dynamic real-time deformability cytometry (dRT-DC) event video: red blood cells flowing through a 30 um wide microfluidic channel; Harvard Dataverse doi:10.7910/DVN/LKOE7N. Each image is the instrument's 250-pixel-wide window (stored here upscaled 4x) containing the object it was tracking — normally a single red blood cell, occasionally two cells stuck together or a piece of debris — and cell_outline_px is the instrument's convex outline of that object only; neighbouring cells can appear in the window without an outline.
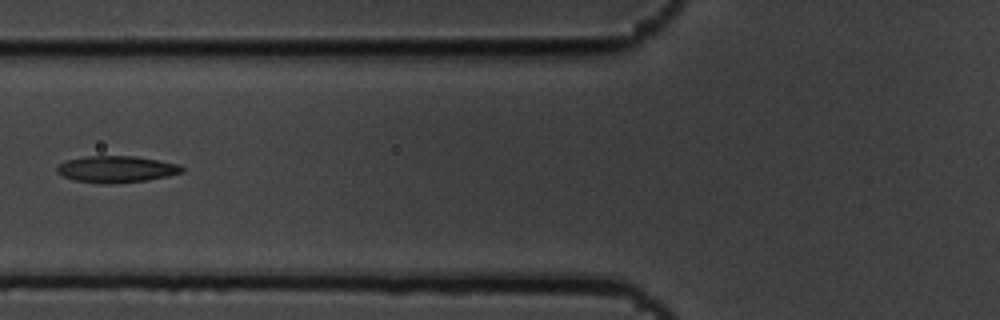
{"species": "common noctule bat (a hibernating species)", "species_latin": "Nyctalus noctula", "temperature_condition": "cold", "stored_images_in_passage": 8, "camera_frame_rate_fps": 3000, "um_per_image_px": 0.085, "animal": {"sex": "male", "body_mass_g": 19.5, "forearm_length_mm": 54.6}, "frame": {"image": 1, "passage_image": 6, "time_ms": 1.667, "image_size_px": [1000, 320], "cell_outline_px": [[184, 172], [168, 176], [148, 180], [76, 180], [64, 176], [56, 172], [56, 168], [60, 164], [68, 160], [84, 156], [136, 156], [180, 164], [184, 168]], "centroid_in_image_um": [9.97, 14.31], "position_along_channel_um": 115.8, "area_um2": 18.26}}
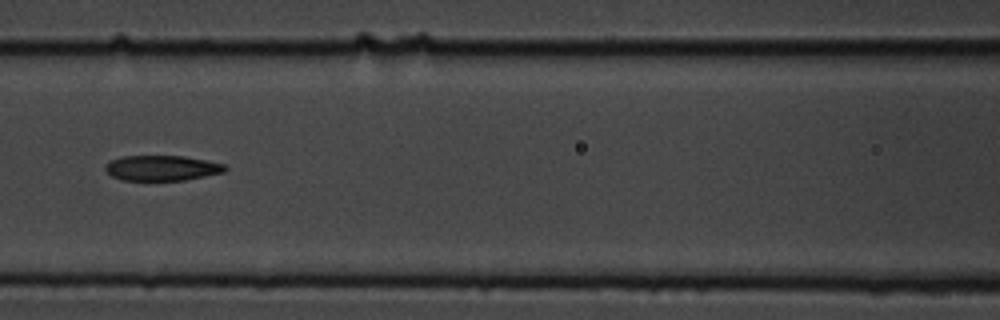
{"frame": {"image": 2, "passage_image": 7, "time_ms": 2.0, "image_size_px": [1000, 320], "cell_outline_px": [[228, 168], [224, 172], [184, 180], [120, 180], [112, 176], [104, 168], [108, 160], [120, 156], [184, 156], [224, 164]], "centroid_in_image_um": [13.72, 14.27], "position_along_channel_um": 152.9, "area_um2": 17.63}}
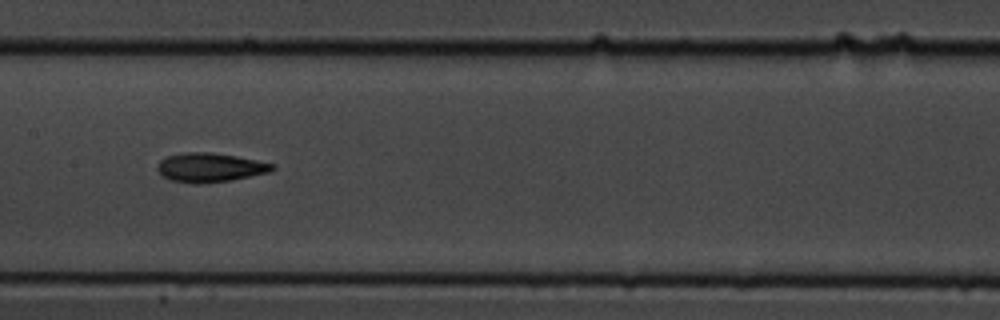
{"frame": {"image": 3, "passage_image": 8, "time_ms": 2.333, "image_size_px": [1000, 320], "cell_outline_px": [[276, 168], [272, 172], [232, 180], [200, 184], [196, 184], [172, 180], [164, 176], [156, 168], [160, 160], [168, 156], [184, 152], [212, 152], [236, 156], [276, 164]], "centroid_in_image_um": [17.91, 14.23], "position_along_channel_um": 189.5, "area_um2": 19.59}}